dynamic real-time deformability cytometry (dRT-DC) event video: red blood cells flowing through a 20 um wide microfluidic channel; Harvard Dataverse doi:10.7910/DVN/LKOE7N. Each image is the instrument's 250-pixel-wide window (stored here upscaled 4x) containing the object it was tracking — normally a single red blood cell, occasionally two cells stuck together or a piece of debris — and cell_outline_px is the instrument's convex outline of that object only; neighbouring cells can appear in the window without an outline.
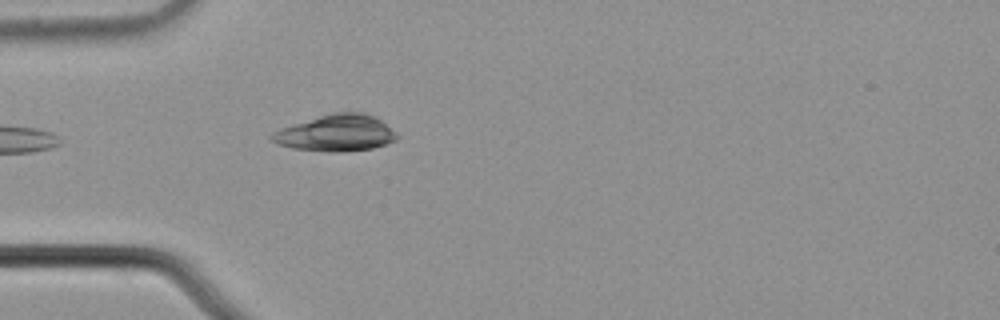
{"species": "common noctule bat (a hibernating species)", "species_latin": "Nyctalus noctula", "temperature_condition": "cold", "stored_images_in_passage": 1, "camera_frame_rate_fps": 3000, "um_per_image_px": 0.085, "animal": {"sex": "male", "body_mass_g": 21.5, "forearm_length_mm": 52.0}, "frame": {"image": 1, "passage_image": 1, "time_ms": 0.0, "image_size_px": [1000, 320], "cell_outline_px": [[400, 136], [396, 140], [372, 148], [344, 152], [332, 152], [292, 148], [276, 144], [268, 136], [272, 132], [280, 128], [292, 124], [332, 112], [368, 112], [376, 116], [396, 132]], "centroid_in_image_um": [28.57, 11.3], "position_along_channel_um": 56.4, "area_um2": 26.88}}